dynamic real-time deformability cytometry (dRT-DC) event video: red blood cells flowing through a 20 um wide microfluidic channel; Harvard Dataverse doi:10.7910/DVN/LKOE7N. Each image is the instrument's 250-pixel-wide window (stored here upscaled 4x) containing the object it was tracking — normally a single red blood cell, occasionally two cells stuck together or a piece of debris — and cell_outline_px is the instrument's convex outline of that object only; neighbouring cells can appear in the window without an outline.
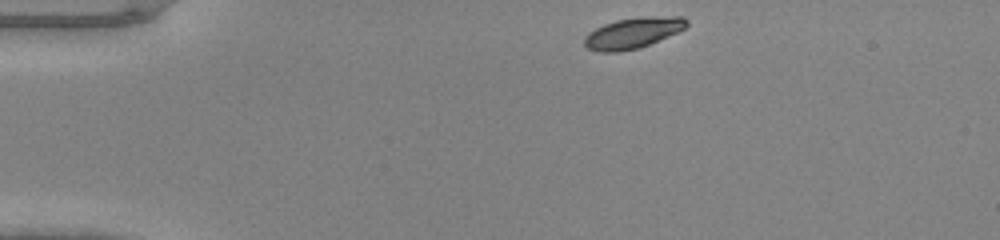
{"species": "common noctule bat (a hibernating species)", "species_latin": "Nyctalus noctula", "temperature_condition": "warm", "stored_images_in_passage": 40, "camera_frame_rate_fps": 3000, "um_per_image_px": 0.085, "animal": {"sex": "male", "body_mass_g": 20.0, "forearm_length_mm": 53.3}, "frame": {"image": 1, "passage_image": 1, "time_ms": 0.0, "image_size_px": [1000, 240], "cell_outline_px": [[688, 24], [684, 28], [676, 32], [648, 44], [636, 48], [620, 52], [600, 52], [588, 48], [584, 44], [584, 36], [588, 32], [604, 24], [616, 20], [672, 16], [684, 16], [688, 20]], "centroid_in_image_um": [53.75, 2.81], "position_along_channel_um": 31.2, "area_um2": 17.8}}
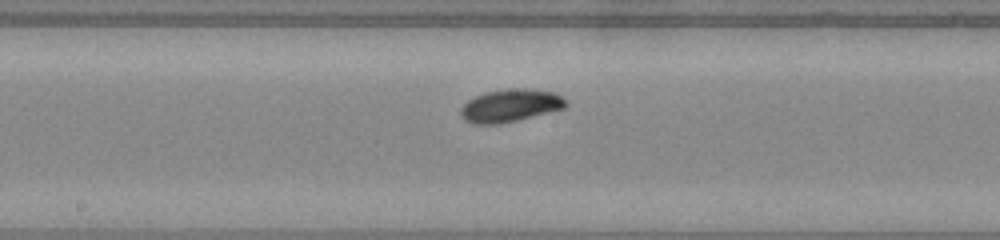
{"frame": {"image": 2, "passage_image": 18, "time_ms": 5.667, "image_size_px": [1000, 240], "cell_outline_px": [[568, 104], [564, 108], [500, 124], [472, 124], [464, 120], [460, 116], [460, 108], [468, 100], [484, 92], [516, 88], [524, 88], [552, 92], [560, 96]], "centroid_in_image_um": [43.31, 8.98], "position_along_channel_um": 204.9, "area_um2": 19.83}}
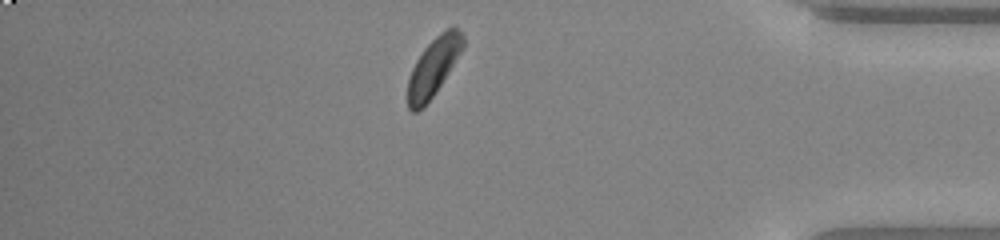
{"frame": {"image": 3, "passage_image": 34, "time_ms": 11.0, "image_size_px": [1000, 240], "cell_outline_px": [[464, 44], [460, 52], [440, 84], [424, 108], [416, 112], [412, 112], [408, 108], [408, 80], [412, 68], [416, 60], [424, 48], [444, 28], [452, 24], [464, 36]], "centroid_in_image_um": [36.82, 5.67], "position_along_channel_um": 398.4, "area_um2": 18.38}}